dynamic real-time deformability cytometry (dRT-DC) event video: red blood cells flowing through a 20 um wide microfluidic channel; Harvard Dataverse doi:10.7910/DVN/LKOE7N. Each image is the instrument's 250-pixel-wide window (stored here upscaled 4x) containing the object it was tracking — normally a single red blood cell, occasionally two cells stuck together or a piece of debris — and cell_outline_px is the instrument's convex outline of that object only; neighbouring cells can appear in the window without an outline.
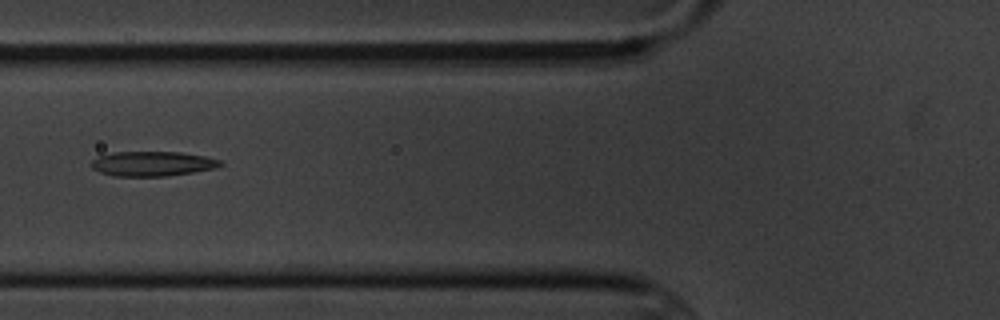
{"species": "common noctule bat (a hibernating species)", "species_latin": "Nyctalus noctula", "temperature_condition": "cold", "stored_images_in_passage": 15, "camera_frame_rate_fps": 3000, "um_per_image_px": 0.085, "animal": {"sex": "male", "body_mass_g": 20.1, "forearm_length_mm": 53.5}, "frame": {"image": 1, "passage_image": 6, "time_ms": 6.667, "image_size_px": [1000, 320], "cell_outline_px": [[224, 164], [216, 168], [192, 172], [164, 176], [116, 176], [100, 172], [92, 168], [92, 160], [100, 156], [112, 152], [180, 152], [204, 156], [220, 160]], "centroid_in_image_um": [12.97, 13.91], "position_along_channel_um": 112.8, "area_um2": 18.44}}
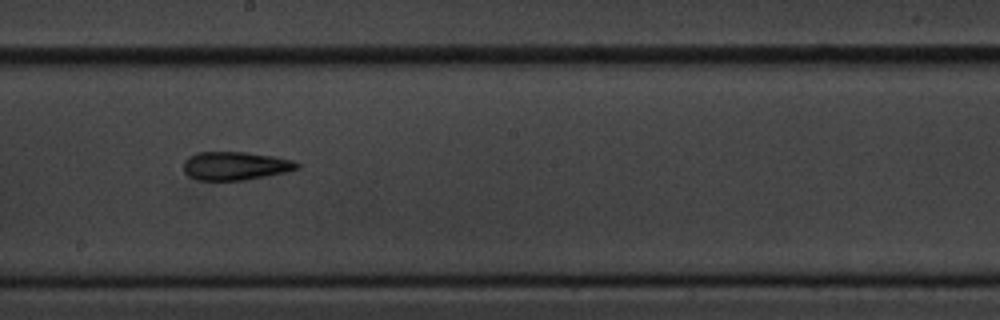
{"frame": {"image": 2, "passage_image": 9, "time_ms": 10.0, "image_size_px": [1000, 320], "cell_outline_px": [[300, 168], [288, 172], [244, 180], [196, 180], [188, 176], [184, 172], [184, 160], [188, 156], [196, 152], [244, 152], [272, 156], [292, 160], [300, 164]], "centroid_in_image_um": [19.99, 14.1], "position_along_channel_um": 228.2, "area_um2": 18.9}}
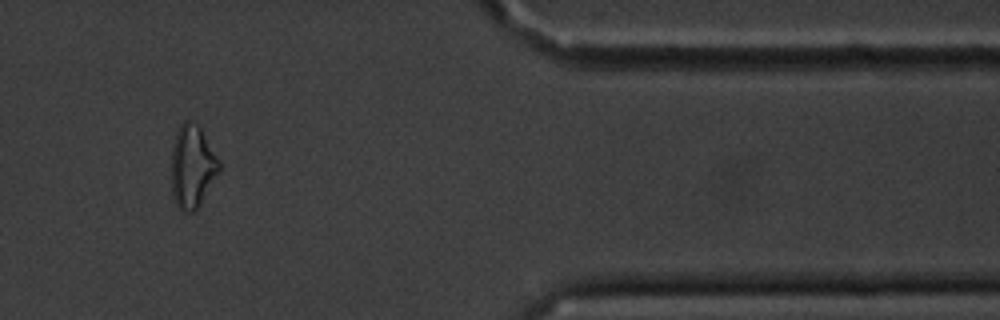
{"frame": {"image": 3, "passage_image": 13, "time_ms": 15.667, "image_size_px": [1000, 320], "cell_outline_px": [[220, 168], [200, 204], [192, 212], [184, 212], [176, 204], [172, 196], [172, 144], [176, 132], [180, 124], [184, 120], [192, 120], [200, 128], [220, 164]], "centroid_in_image_um": [16.3, 14.14], "position_along_channel_um": 395.1, "area_um2": 22.54}, "authors_computed_cell_mechanics": {"area_um2": 18.7272, "velocity_mm_per_s": 3.4463, "shape_relaxation_time_tau1_ms": 6.0952, "shape_relaxation_time_tau2_ms": 3.0512, "deformation_change_tau1": 0.1527, "deformation_change_tau2": 0.1104}}